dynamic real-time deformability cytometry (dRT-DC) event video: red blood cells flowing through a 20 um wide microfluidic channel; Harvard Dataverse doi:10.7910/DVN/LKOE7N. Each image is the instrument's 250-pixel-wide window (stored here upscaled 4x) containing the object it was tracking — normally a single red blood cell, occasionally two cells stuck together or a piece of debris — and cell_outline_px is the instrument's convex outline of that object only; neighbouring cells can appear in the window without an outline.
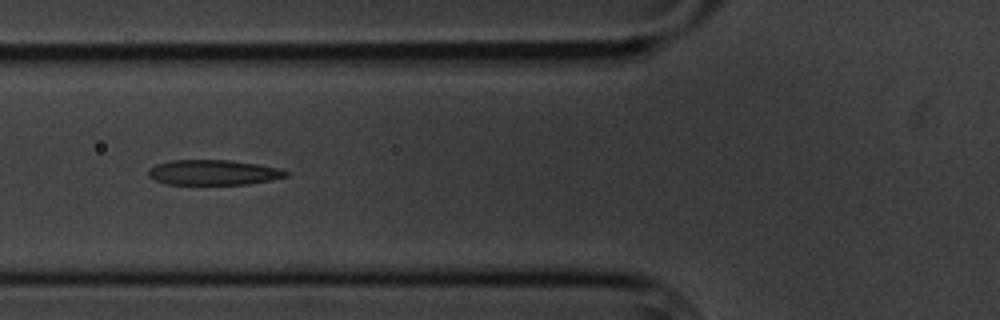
{"species": "common noctule bat (a hibernating species)", "species_latin": "Nyctalus noctula", "temperature_condition": "cold", "stored_images_in_passage": 10, "camera_frame_rate_fps": 3000, "um_per_image_px": 0.085, "animal": {"sex": "male", "body_mass_g": 20.1, "forearm_length_mm": 53.5}, "frame": {"image": 1, "passage_image": 7, "time_ms": 7.0, "image_size_px": [1000, 320], "cell_outline_px": [[288, 176], [272, 180], [248, 184], [164, 184], [148, 176], [148, 172], [156, 164], [172, 160], [228, 160], [284, 168], [288, 172]], "centroid_in_image_um": [18.18, 14.66], "position_along_channel_um": 107.6, "area_um2": 20.17}}
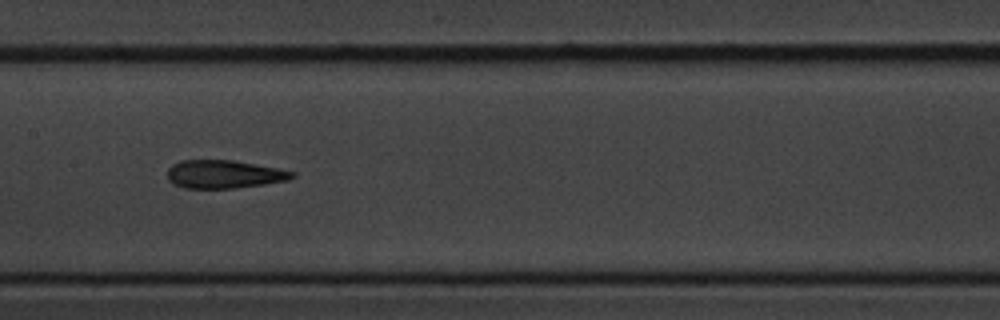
{"frame": {"image": 2, "passage_image": 9, "time_ms": 9.333, "image_size_px": [1000, 320], "cell_outline_px": [[296, 176], [288, 180], [264, 184], [236, 188], [184, 188], [172, 184], [168, 180], [168, 168], [172, 164], [180, 160], [232, 160], [276, 168], [296, 172]], "centroid_in_image_um": [19.02, 14.81], "position_along_channel_um": 188.4, "area_um2": 20.52}}
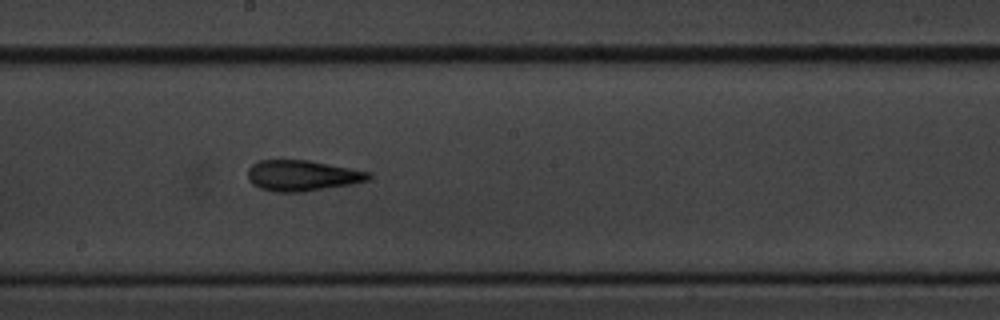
{"frame": {"image": 3, "passage_image": 10, "time_ms": 10.333, "image_size_px": [1000, 320], "cell_outline_px": [[372, 176], [368, 180], [348, 184], [304, 192], [276, 192], [260, 188], [252, 184], [248, 180], [248, 168], [252, 164], [260, 160], [308, 160], [372, 172]], "centroid_in_image_um": [25.67, 14.92], "position_along_channel_um": 222.5, "area_um2": 21.62}}